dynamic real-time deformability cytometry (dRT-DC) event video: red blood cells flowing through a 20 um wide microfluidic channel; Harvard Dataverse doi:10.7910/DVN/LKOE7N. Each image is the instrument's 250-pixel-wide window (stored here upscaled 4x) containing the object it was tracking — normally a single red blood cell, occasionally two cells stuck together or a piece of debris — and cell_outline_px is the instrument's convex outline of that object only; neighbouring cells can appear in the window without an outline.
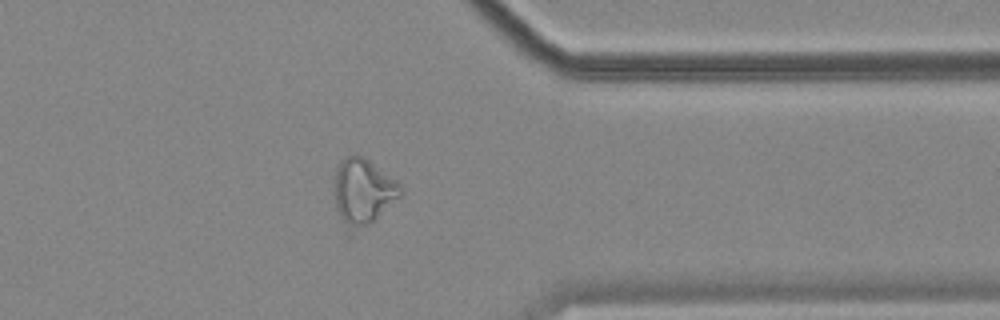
{"species": "common noctule bat (a hibernating species)", "species_latin": "Nyctalus noctula", "temperature_condition": "cold", "stored_images_in_passage": 43, "camera_frame_rate_fps": 3000, "um_per_image_px": 0.085, "animal": {"sex": "female", "body_mass_g": 18.4}, "frame": {"image": 1, "passage_image": 36, "time_ms": 11.667, "image_size_px": [1000, 320], "cell_outline_px": [[404, 192], [376, 220], [352, 240], [344, 240], [336, 208], [336, 168], [340, 160], [348, 156], [364, 156], [396, 180], [400, 184]], "centroid_in_image_um": [30.82, 16.51], "position_along_channel_um": 380.6, "area_um2": 26.93}, "authors_computed_cell_mechanics": {"area_um2": 22.831, "velocity_mm_per_s": 3.5773, "shape_relaxation_time_tau1_ms": null, "shape_relaxation_time_tau2_ms": 3.9573, "deformation_change_tau1": null, "deformation_change_tau2": 0.1228}}